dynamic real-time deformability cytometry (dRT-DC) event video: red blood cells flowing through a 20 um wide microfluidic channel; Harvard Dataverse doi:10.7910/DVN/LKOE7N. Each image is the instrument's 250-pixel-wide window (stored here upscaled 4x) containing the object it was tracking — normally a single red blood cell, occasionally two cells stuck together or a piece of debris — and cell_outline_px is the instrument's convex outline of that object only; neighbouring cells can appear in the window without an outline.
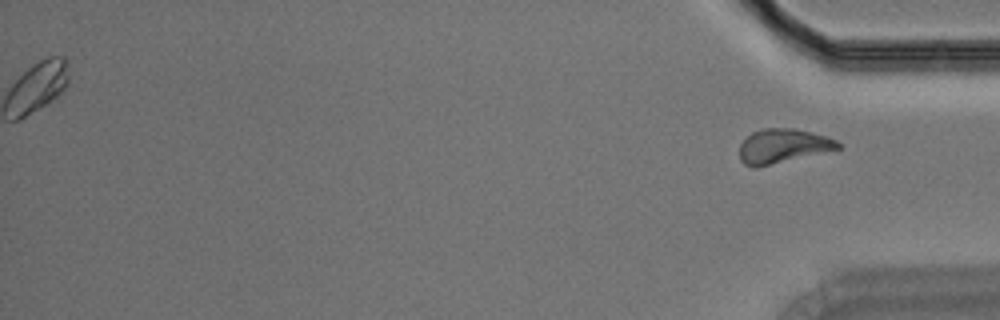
{"species": "Egyptian fruit bat (a non-hibernating species)", "species_latin": "Rousettus aegyptiacus", "temperature_condition": "room temperature", "stored_images_in_passage": 36, "segment_of_instrument_passage": [2, 2], "camera_frame_rate_fps": 3000, "um_per_image_px": 0.085, "animal": {"sex": "male"}, "frame": {"image": 1, "passage_image": 36, "time_ms": 11.667, "image_size_px": [1000, 320], "cell_outline_px": [[840, 148], [756, 168], [752, 168], [744, 164], [740, 160], [740, 144], [752, 132], [764, 128], [792, 128], [812, 132], [828, 136], [836, 140], [840, 144]], "centroid_in_image_um": [66.52, 12.41], "position_along_channel_um": 368.7, "area_um2": 19.54}}